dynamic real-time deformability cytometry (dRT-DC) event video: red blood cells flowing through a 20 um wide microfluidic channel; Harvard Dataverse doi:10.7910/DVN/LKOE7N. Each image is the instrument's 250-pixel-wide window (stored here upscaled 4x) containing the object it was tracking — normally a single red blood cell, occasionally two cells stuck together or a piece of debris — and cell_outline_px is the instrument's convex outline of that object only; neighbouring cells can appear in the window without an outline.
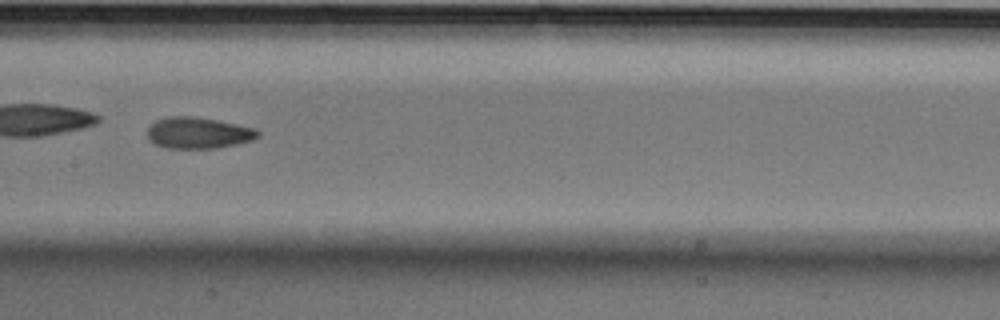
{"species": "Egyptian fruit bat (a non-hibernating species)", "species_latin": "Rousettus aegyptiacus", "temperature_condition": "cold", "stored_images_in_passage": 39, "camera_frame_rate_fps": 3000, "um_per_image_px": 0.085, "animal": {"sex": "male"}, "frame": {"image": 1, "passage_image": 12, "time_ms": 3.667, "image_size_px": [1000, 320], "cell_outline_px": [[260, 136], [252, 140], [236, 144], [216, 148], [168, 148], [156, 144], [148, 140], [148, 128], [156, 120], [168, 116], [192, 116], [216, 120], [256, 128], [260, 132]], "centroid_in_image_um": [16.86, 11.29], "position_along_channel_um": 190.5, "area_um2": 20.11}, "authors_computed_cell_mechanics": {"area_um2": 20.2878, "velocity_mm_per_s": 3.5643, "shape_relaxation_time_tau1_ms": 6.4224, "shape_relaxation_time_tau2_ms": 2.4223, "deformation_change_tau1": 0.1398, "deformation_change_tau2": 0.0816}}